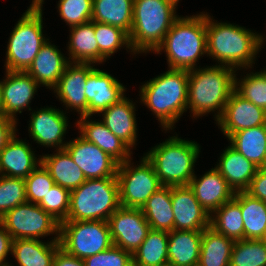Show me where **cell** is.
I'll use <instances>...</instances> for the list:
<instances>
[{
    "instance_id": "4316f807",
    "label": "cell",
    "mask_w": 266,
    "mask_h": 266,
    "mask_svg": "<svg viewBox=\"0 0 266 266\" xmlns=\"http://www.w3.org/2000/svg\"><path fill=\"white\" fill-rule=\"evenodd\" d=\"M60 248L59 236L47 243L37 239H15L11 254L18 266H53L54 256Z\"/></svg>"
},
{
    "instance_id": "bcb514c9",
    "label": "cell",
    "mask_w": 266,
    "mask_h": 266,
    "mask_svg": "<svg viewBox=\"0 0 266 266\" xmlns=\"http://www.w3.org/2000/svg\"><path fill=\"white\" fill-rule=\"evenodd\" d=\"M17 121L8 117H0V151L16 134Z\"/></svg>"
},
{
    "instance_id": "5bb4252c",
    "label": "cell",
    "mask_w": 266,
    "mask_h": 266,
    "mask_svg": "<svg viewBox=\"0 0 266 266\" xmlns=\"http://www.w3.org/2000/svg\"><path fill=\"white\" fill-rule=\"evenodd\" d=\"M90 63L70 62L57 85L53 88L63 105L88 116V102L85 95L88 74L95 68Z\"/></svg>"
},
{
    "instance_id": "2e32d148",
    "label": "cell",
    "mask_w": 266,
    "mask_h": 266,
    "mask_svg": "<svg viewBox=\"0 0 266 266\" xmlns=\"http://www.w3.org/2000/svg\"><path fill=\"white\" fill-rule=\"evenodd\" d=\"M65 114L53 107H44L32 112L28 126L29 135L42 146L54 147L57 150L64 149L68 143L63 142L68 127Z\"/></svg>"
},
{
    "instance_id": "52a82bcc",
    "label": "cell",
    "mask_w": 266,
    "mask_h": 266,
    "mask_svg": "<svg viewBox=\"0 0 266 266\" xmlns=\"http://www.w3.org/2000/svg\"><path fill=\"white\" fill-rule=\"evenodd\" d=\"M120 207L117 177L87 179L71 190L65 221H108Z\"/></svg>"
},
{
    "instance_id": "e0dca14e",
    "label": "cell",
    "mask_w": 266,
    "mask_h": 266,
    "mask_svg": "<svg viewBox=\"0 0 266 266\" xmlns=\"http://www.w3.org/2000/svg\"><path fill=\"white\" fill-rule=\"evenodd\" d=\"M6 78L0 81L2 105L5 116L16 121V113L25 108L30 111L34 94L39 84L26 71H7ZM30 107V108H29Z\"/></svg>"
},
{
    "instance_id": "836d02e7",
    "label": "cell",
    "mask_w": 266,
    "mask_h": 266,
    "mask_svg": "<svg viewBox=\"0 0 266 266\" xmlns=\"http://www.w3.org/2000/svg\"><path fill=\"white\" fill-rule=\"evenodd\" d=\"M210 215V227L234 241L244 239V222L240 208V192Z\"/></svg>"
},
{
    "instance_id": "83f0119b",
    "label": "cell",
    "mask_w": 266,
    "mask_h": 266,
    "mask_svg": "<svg viewBox=\"0 0 266 266\" xmlns=\"http://www.w3.org/2000/svg\"><path fill=\"white\" fill-rule=\"evenodd\" d=\"M56 152L40 157L41 163L49 171L55 184L70 191L78 188L87 180L84 173L65 149Z\"/></svg>"
},
{
    "instance_id": "d4e9b609",
    "label": "cell",
    "mask_w": 266,
    "mask_h": 266,
    "mask_svg": "<svg viewBox=\"0 0 266 266\" xmlns=\"http://www.w3.org/2000/svg\"><path fill=\"white\" fill-rule=\"evenodd\" d=\"M215 168L236 193L247 190L259 167L246 159L233 147L228 146L223 150L219 163Z\"/></svg>"
},
{
    "instance_id": "44dd1931",
    "label": "cell",
    "mask_w": 266,
    "mask_h": 266,
    "mask_svg": "<svg viewBox=\"0 0 266 266\" xmlns=\"http://www.w3.org/2000/svg\"><path fill=\"white\" fill-rule=\"evenodd\" d=\"M89 120H91L90 116L83 115L80 116V120L76 123L81 137L97 145L119 164L132 159L130 158L131 148L120 138L116 137L102 121Z\"/></svg>"
},
{
    "instance_id": "c3c4849f",
    "label": "cell",
    "mask_w": 266,
    "mask_h": 266,
    "mask_svg": "<svg viewBox=\"0 0 266 266\" xmlns=\"http://www.w3.org/2000/svg\"><path fill=\"white\" fill-rule=\"evenodd\" d=\"M53 266H86L84 260L67 254L63 249L56 252Z\"/></svg>"
},
{
    "instance_id": "7a4b0ae2",
    "label": "cell",
    "mask_w": 266,
    "mask_h": 266,
    "mask_svg": "<svg viewBox=\"0 0 266 266\" xmlns=\"http://www.w3.org/2000/svg\"><path fill=\"white\" fill-rule=\"evenodd\" d=\"M236 71L220 64L189 71L187 109L190 108L193 117L199 118L216 110L215 121L221 117L235 90Z\"/></svg>"
},
{
    "instance_id": "9c48e42d",
    "label": "cell",
    "mask_w": 266,
    "mask_h": 266,
    "mask_svg": "<svg viewBox=\"0 0 266 266\" xmlns=\"http://www.w3.org/2000/svg\"><path fill=\"white\" fill-rule=\"evenodd\" d=\"M59 242L67 254L84 260L113 246L107 221H63Z\"/></svg>"
},
{
    "instance_id": "f546056e",
    "label": "cell",
    "mask_w": 266,
    "mask_h": 266,
    "mask_svg": "<svg viewBox=\"0 0 266 266\" xmlns=\"http://www.w3.org/2000/svg\"><path fill=\"white\" fill-rule=\"evenodd\" d=\"M172 187L162 186L141 208L152 230H174V213L171 202Z\"/></svg>"
},
{
    "instance_id": "1f68e13d",
    "label": "cell",
    "mask_w": 266,
    "mask_h": 266,
    "mask_svg": "<svg viewBox=\"0 0 266 266\" xmlns=\"http://www.w3.org/2000/svg\"><path fill=\"white\" fill-rule=\"evenodd\" d=\"M134 0H93L91 21L109 24L125 31L132 28Z\"/></svg>"
},
{
    "instance_id": "4fadbf2b",
    "label": "cell",
    "mask_w": 266,
    "mask_h": 266,
    "mask_svg": "<svg viewBox=\"0 0 266 266\" xmlns=\"http://www.w3.org/2000/svg\"><path fill=\"white\" fill-rule=\"evenodd\" d=\"M64 149L82 170L86 179L116 177L119 163L83 137L70 140Z\"/></svg>"
},
{
    "instance_id": "30bf717a",
    "label": "cell",
    "mask_w": 266,
    "mask_h": 266,
    "mask_svg": "<svg viewBox=\"0 0 266 266\" xmlns=\"http://www.w3.org/2000/svg\"><path fill=\"white\" fill-rule=\"evenodd\" d=\"M133 167L131 160L118 165L119 201L120 206L141 209L162 184L145 156Z\"/></svg>"
},
{
    "instance_id": "8992f818",
    "label": "cell",
    "mask_w": 266,
    "mask_h": 266,
    "mask_svg": "<svg viewBox=\"0 0 266 266\" xmlns=\"http://www.w3.org/2000/svg\"><path fill=\"white\" fill-rule=\"evenodd\" d=\"M200 146L195 141L172 136L145 153L153 165L162 186L189 185L194 177V164L199 157Z\"/></svg>"
},
{
    "instance_id": "8d00e7d4",
    "label": "cell",
    "mask_w": 266,
    "mask_h": 266,
    "mask_svg": "<svg viewBox=\"0 0 266 266\" xmlns=\"http://www.w3.org/2000/svg\"><path fill=\"white\" fill-rule=\"evenodd\" d=\"M94 32L99 48V64L106 61L120 47L126 46L132 52L129 35L122 29L100 22H94Z\"/></svg>"
},
{
    "instance_id": "ee69618b",
    "label": "cell",
    "mask_w": 266,
    "mask_h": 266,
    "mask_svg": "<svg viewBox=\"0 0 266 266\" xmlns=\"http://www.w3.org/2000/svg\"><path fill=\"white\" fill-rule=\"evenodd\" d=\"M86 266H133L132 254L120 247L99 252L84 259Z\"/></svg>"
},
{
    "instance_id": "8fae6325",
    "label": "cell",
    "mask_w": 266,
    "mask_h": 266,
    "mask_svg": "<svg viewBox=\"0 0 266 266\" xmlns=\"http://www.w3.org/2000/svg\"><path fill=\"white\" fill-rule=\"evenodd\" d=\"M7 232L15 239H37L50 234L59 236L60 223L38 204L25 202L9 210L1 219Z\"/></svg>"
},
{
    "instance_id": "603a6c76",
    "label": "cell",
    "mask_w": 266,
    "mask_h": 266,
    "mask_svg": "<svg viewBox=\"0 0 266 266\" xmlns=\"http://www.w3.org/2000/svg\"><path fill=\"white\" fill-rule=\"evenodd\" d=\"M15 134L0 151V175L26 179L41 164L25 140Z\"/></svg>"
},
{
    "instance_id": "ffe728a7",
    "label": "cell",
    "mask_w": 266,
    "mask_h": 266,
    "mask_svg": "<svg viewBox=\"0 0 266 266\" xmlns=\"http://www.w3.org/2000/svg\"><path fill=\"white\" fill-rule=\"evenodd\" d=\"M188 186L209 215L235 196L234 190L216 168H212L199 179L194 175Z\"/></svg>"
},
{
    "instance_id": "816d5d0a",
    "label": "cell",
    "mask_w": 266,
    "mask_h": 266,
    "mask_svg": "<svg viewBox=\"0 0 266 266\" xmlns=\"http://www.w3.org/2000/svg\"><path fill=\"white\" fill-rule=\"evenodd\" d=\"M171 1H173L176 5H178L179 0H171Z\"/></svg>"
},
{
    "instance_id": "f35d334b",
    "label": "cell",
    "mask_w": 266,
    "mask_h": 266,
    "mask_svg": "<svg viewBox=\"0 0 266 266\" xmlns=\"http://www.w3.org/2000/svg\"><path fill=\"white\" fill-rule=\"evenodd\" d=\"M235 74V91L244 99L266 111V70L251 72L237 81Z\"/></svg>"
},
{
    "instance_id": "f1b7e54d",
    "label": "cell",
    "mask_w": 266,
    "mask_h": 266,
    "mask_svg": "<svg viewBox=\"0 0 266 266\" xmlns=\"http://www.w3.org/2000/svg\"><path fill=\"white\" fill-rule=\"evenodd\" d=\"M230 146L259 168L266 166V124L234 132Z\"/></svg>"
},
{
    "instance_id": "5b68a950",
    "label": "cell",
    "mask_w": 266,
    "mask_h": 266,
    "mask_svg": "<svg viewBox=\"0 0 266 266\" xmlns=\"http://www.w3.org/2000/svg\"><path fill=\"white\" fill-rule=\"evenodd\" d=\"M177 5L171 0H134L129 42L134 54L155 53L176 15Z\"/></svg>"
},
{
    "instance_id": "4dcf8cb0",
    "label": "cell",
    "mask_w": 266,
    "mask_h": 266,
    "mask_svg": "<svg viewBox=\"0 0 266 266\" xmlns=\"http://www.w3.org/2000/svg\"><path fill=\"white\" fill-rule=\"evenodd\" d=\"M70 28L69 62L98 64L99 48L94 32V21Z\"/></svg>"
},
{
    "instance_id": "ac0fdd59",
    "label": "cell",
    "mask_w": 266,
    "mask_h": 266,
    "mask_svg": "<svg viewBox=\"0 0 266 266\" xmlns=\"http://www.w3.org/2000/svg\"><path fill=\"white\" fill-rule=\"evenodd\" d=\"M171 202L174 230L203 231L210 226V215L198 202L188 185L173 186Z\"/></svg>"
},
{
    "instance_id": "b9f144b4",
    "label": "cell",
    "mask_w": 266,
    "mask_h": 266,
    "mask_svg": "<svg viewBox=\"0 0 266 266\" xmlns=\"http://www.w3.org/2000/svg\"><path fill=\"white\" fill-rule=\"evenodd\" d=\"M27 202L38 204L55 185L49 171L41 163L24 179Z\"/></svg>"
},
{
    "instance_id": "ba28073f",
    "label": "cell",
    "mask_w": 266,
    "mask_h": 266,
    "mask_svg": "<svg viewBox=\"0 0 266 266\" xmlns=\"http://www.w3.org/2000/svg\"><path fill=\"white\" fill-rule=\"evenodd\" d=\"M42 6H31L12 30L6 51L7 71H26L47 41L43 36Z\"/></svg>"
},
{
    "instance_id": "7c38bea8",
    "label": "cell",
    "mask_w": 266,
    "mask_h": 266,
    "mask_svg": "<svg viewBox=\"0 0 266 266\" xmlns=\"http://www.w3.org/2000/svg\"><path fill=\"white\" fill-rule=\"evenodd\" d=\"M113 245L131 253L140 247L151 230L142 209L120 206L108 219Z\"/></svg>"
},
{
    "instance_id": "74e56055",
    "label": "cell",
    "mask_w": 266,
    "mask_h": 266,
    "mask_svg": "<svg viewBox=\"0 0 266 266\" xmlns=\"http://www.w3.org/2000/svg\"><path fill=\"white\" fill-rule=\"evenodd\" d=\"M229 266H266V241L264 239L235 241Z\"/></svg>"
},
{
    "instance_id": "3957f363",
    "label": "cell",
    "mask_w": 266,
    "mask_h": 266,
    "mask_svg": "<svg viewBox=\"0 0 266 266\" xmlns=\"http://www.w3.org/2000/svg\"><path fill=\"white\" fill-rule=\"evenodd\" d=\"M188 79V70L169 69L140 88L141 102L150 108L166 131L172 130L187 111Z\"/></svg>"
},
{
    "instance_id": "d590c367",
    "label": "cell",
    "mask_w": 266,
    "mask_h": 266,
    "mask_svg": "<svg viewBox=\"0 0 266 266\" xmlns=\"http://www.w3.org/2000/svg\"><path fill=\"white\" fill-rule=\"evenodd\" d=\"M240 208L244 222V239L260 240L266 235V202L240 192Z\"/></svg>"
},
{
    "instance_id": "7dc6e473",
    "label": "cell",
    "mask_w": 266,
    "mask_h": 266,
    "mask_svg": "<svg viewBox=\"0 0 266 266\" xmlns=\"http://www.w3.org/2000/svg\"><path fill=\"white\" fill-rule=\"evenodd\" d=\"M13 238L7 232L4 225L0 222V266H9L6 262V257L9 252H12Z\"/></svg>"
},
{
    "instance_id": "60d3db41",
    "label": "cell",
    "mask_w": 266,
    "mask_h": 266,
    "mask_svg": "<svg viewBox=\"0 0 266 266\" xmlns=\"http://www.w3.org/2000/svg\"><path fill=\"white\" fill-rule=\"evenodd\" d=\"M69 189L55 184L38 205L59 223L67 219L70 207Z\"/></svg>"
},
{
    "instance_id": "7402d4cb",
    "label": "cell",
    "mask_w": 266,
    "mask_h": 266,
    "mask_svg": "<svg viewBox=\"0 0 266 266\" xmlns=\"http://www.w3.org/2000/svg\"><path fill=\"white\" fill-rule=\"evenodd\" d=\"M69 63L57 46L47 39L26 72L39 85L53 89Z\"/></svg>"
},
{
    "instance_id": "cb8c5ba5",
    "label": "cell",
    "mask_w": 266,
    "mask_h": 266,
    "mask_svg": "<svg viewBox=\"0 0 266 266\" xmlns=\"http://www.w3.org/2000/svg\"><path fill=\"white\" fill-rule=\"evenodd\" d=\"M135 104L126 97L102 111L105 126L130 148L136 145L137 123Z\"/></svg>"
},
{
    "instance_id": "f907efd6",
    "label": "cell",
    "mask_w": 266,
    "mask_h": 266,
    "mask_svg": "<svg viewBox=\"0 0 266 266\" xmlns=\"http://www.w3.org/2000/svg\"><path fill=\"white\" fill-rule=\"evenodd\" d=\"M43 2H44V0H32L31 6H43L42 5V4H44Z\"/></svg>"
},
{
    "instance_id": "ab89813d",
    "label": "cell",
    "mask_w": 266,
    "mask_h": 266,
    "mask_svg": "<svg viewBox=\"0 0 266 266\" xmlns=\"http://www.w3.org/2000/svg\"><path fill=\"white\" fill-rule=\"evenodd\" d=\"M27 202L22 178L0 175V219L12 208Z\"/></svg>"
},
{
    "instance_id": "e575fe53",
    "label": "cell",
    "mask_w": 266,
    "mask_h": 266,
    "mask_svg": "<svg viewBox=\"0 0 266 266\" xmlns=\"http://www.w3.org/2000/svg\"><path fill=\"white\" fill-rule=\"evenodd\" d=\"M133 266H165L168 264V232L150 230L132 255Z\"/></svg>"
},
{
    "instance_id": "6da1fadb",
    "label": "cell",
    "mask_w": 266,
    "mask_h": 266,
    "mask_svg": "<svg viewBox=\"0 0 266 266\" xmlns=\"http://www.w3.org/2000/svg\"><path fill=\"white\" fill-rule=\"evenodd\" d=\"M207 55L233 69L252 68L262 48V35L230 23L212 21L206 14ZM239 67V68H238Z\"/></svg>"
},
{
    "instance_id": "7bdbcfd3",
    "label": "cell",
    "mask_w": 266,
    "mask_h": 266,
    "mask_svg": "<svg viewBox=\"0 0 266 266\" xmlns=\"http://www.w3.org/2000/svg\"><path fill=\"white\" fill-rule=\"evenodd\" d=\"M58 2L59 15L68 26L73 27L91 21L93 0H59Z\"/></svg>"
},
{
    "instance_id": "d6a6232c",
    "label": "cell",
    "mask_w": 266,
    "mask_h": 266,
    "mask_svg": "<svg viewBox=\"0 0 266 266\" xmlns=\"http://www.w3.org/2000/svg\"><path fill=\"white\" fill-rule=\"evenodd\" d=\"M235 241L216 232L212 227L203 230L198 266H229Z\"/></svg>"
},
{
    "instance_id": "f6af8a7d",
    "label": "cell",
    "mask_w": 266,
    "mask_h": 266,
    "mask_svg": "<svg viewBox=\"0 0 266 266\" xmlns=\"http://www.w3.org/2000/svg\"><path fill=\"white\" fill-rule=\"evenodd\" d=\"M245 192L251 197L266 202V166L258 168Z\"/></svg>"
},
{
    "instance_id": "277c9868",
    "label": "cell",
    "mask_w": 266,
    "mask_h": 266,
    "mask_svg": "<svg viewBox=\"0 0 266 266\" xmlns=\"http://www.w3.org/2000/svg\"><path fill=\"white\" fill-rule=\"evenodd\" d=\"M165 50L169 69L192 70L199 57L207 54L206 14L178 17L156 49Z\"/></svg>"
},
{
    "instance_id": "9a60e30c",
    "label": "cell",
    "mask_w": 266,
    "mask_h": 266,
    "mask_svg": "<svg viewBox=\"0 0 266 266\" xmlns=\"http://www.w3.org/2000/svg\"><path fill=\"white\" fill-rule=\"evenodd\" d=\"M216 123L228 138L234 132L265 125L266 111L244 99L234 90Z\"/></svg>"
},
{
    "instance_id": "d6986e66",
    "label": "cell",
    "mask_w": 266,
    "mask_h": 266,
    "mask_svg": "<svg viewBox=\"0 0 266 266\" xmlns=\"http://www.w3.org/2000/svg\"><path fill=\"white\" fill-rule=\"evenodd\" d=\"M126 88L111 74L94 68L87 76L85 95L88 102V116L100 114L112 104L124 98Z\"/></svg>"
},
{
    "instance_id": "681fc988",
    "label": "cell",
    "mask_w": 266,
    "mask_h": 266,
    "mask_svg": "<svg viewBox=\"0 0 266 266\" xmlns=\"http://www.w3.org/2000/svg\"><path fill=\"white\" fill-rule=\"evenodd\" d=\"M0 117H6L4 109H3V105H2L1 89H0Z\"/></svg>"
},
{
    "instance_id": "484cf974",
    "label": "cell",
    "mask_w": 266,
    "mask_h": 266,
    "mask_svg": "<svg viewBox=\"0 0 266 266\" xmlns=\"http://www.w3.org/2000/svg\"><path fill=\"white\" fill-rule=\"evenodd\" d=\"M202 233L192 230L168 232V264L198 266Z\"/></svg>"
}]
</instances>
